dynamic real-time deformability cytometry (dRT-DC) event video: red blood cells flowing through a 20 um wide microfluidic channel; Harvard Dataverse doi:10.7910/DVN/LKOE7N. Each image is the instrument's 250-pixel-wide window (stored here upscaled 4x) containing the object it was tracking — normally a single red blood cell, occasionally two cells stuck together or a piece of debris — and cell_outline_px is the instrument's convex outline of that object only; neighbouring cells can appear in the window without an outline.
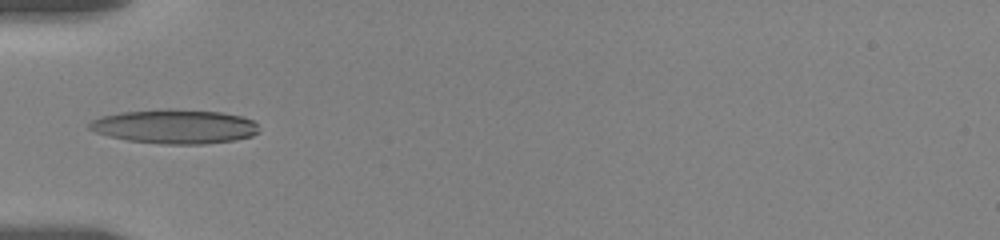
{"species": "human", "species_latin": "Homo sapiens", "temperature_condition": "room temperature", "stored_images_in_passage": 27, "camera_frame_rate_fps": 3000, "um_per_image_px": 0.085, "donor": {"sex": "female"}, "frame": {"image": 1, "passage_image": 1, "time_ms": 0.0, "image_size_px": [1000, 240], "cell_outline_px": [[260, 132], [252, 136], [236, 140], [204, 144], [164, 144], [128, 140], [108, 136], [96, 132], [88, 128], [88, 124], [92, 120], [100, 116], [120, 112], [168, 108], [220, 112], [240, 116], [252, 120], [256, 124]], "centroid_in_image_um": [14.85, 10.75], "position_along_channel_um": 70.2, "area_um2": 33.93}}
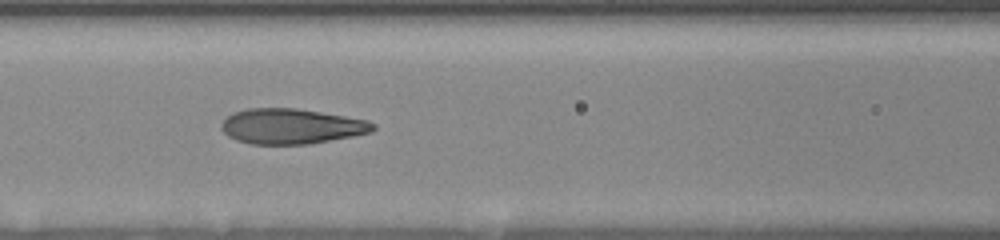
{"frame": {"image": 2, "passage_image": 16, "time_ms": 2.0, "image_size_px": [1000, 240], "cell_outline_px": [[376, 128], [372, 132], [352, 136], [308, 144], [248, 144], [236, 140], [228, 136], [220, 128], [220, 124], [232, 112], [248, 108], [296, 108], [368, 120], [376, 124]], "centroid_in_image_um": [24.74, 10.73], "position_along_channel_um": 141.9, "area_um2": 31.21}}
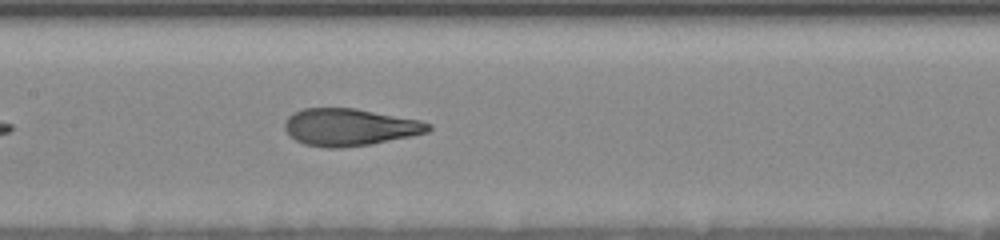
{"frame": {"image": 3, "passage_image": 23, "time_ms": 3.0, "image_size_px": [1000, 240], "cell_outline_px": [[432, 128], [428, 132], [412, 136], [372, 144], [340, 148], [328, 148], [304, 144], [296, 140], [284, 128], [284, 124], [288, 116], [304, 108], [356, 108], [420, 120], [432, 124]], "centroid_in_image_um": [29.76, 10.81], "position_along_channel_um": 177.6, "area_um2": 31.15}}